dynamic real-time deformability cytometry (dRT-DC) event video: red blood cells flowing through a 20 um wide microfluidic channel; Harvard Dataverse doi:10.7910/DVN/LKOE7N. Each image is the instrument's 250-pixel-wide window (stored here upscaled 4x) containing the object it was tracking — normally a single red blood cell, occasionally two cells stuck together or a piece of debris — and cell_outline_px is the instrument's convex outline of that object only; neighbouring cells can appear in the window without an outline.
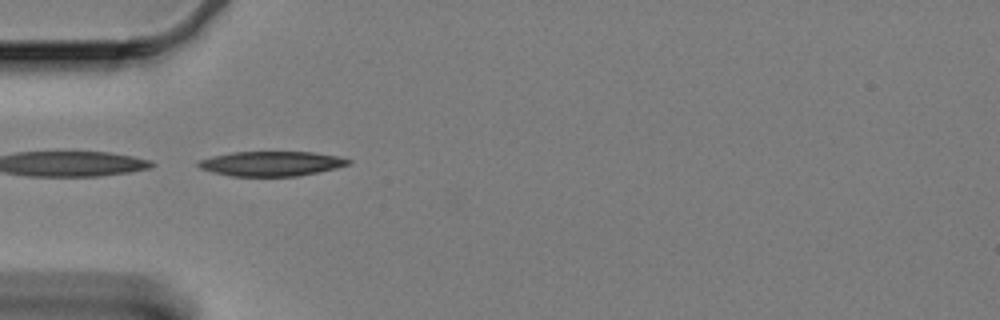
{"species": "Egyptian fruit bat (a non-hibernating species)", "species_latin": "Rousettus aegyptiacus", "temperature_condition": "cold", "stored_images_in_passage": 25, "camera_frame_rate_fps": 3000, "um_per_image_px": 0.085, "animal": {"sex": "female"}, "frame": {"image": 1, "passage_image": 1, "time_ms": 0.0, "image_size_px": [1000, 320], "cell_outline_px": [[352, 164], [336, 168], [296, 176], [232, 176], [212, 172], [200, 168], [196, 164], [200, 160], [212, 156], [232, 152], [316, 152], [340, 156], [352, 160]], "centroid_in_image_um": [23.1, 13.9], "position_along_channel_um": 61.9, "area_um2": 21.68}}